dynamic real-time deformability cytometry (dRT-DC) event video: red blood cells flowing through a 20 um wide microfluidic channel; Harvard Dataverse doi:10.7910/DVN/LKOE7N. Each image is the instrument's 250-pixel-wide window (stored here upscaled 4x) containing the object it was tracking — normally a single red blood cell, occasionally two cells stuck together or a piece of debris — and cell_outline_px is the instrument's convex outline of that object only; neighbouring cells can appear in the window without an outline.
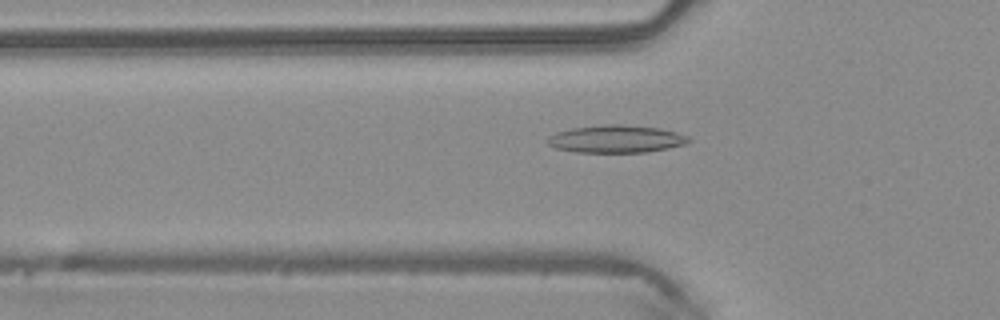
{"species": "common noctule bat (a hibernating species)", "species_latin": "Nyctalus noctula", "temperature_condition": "warm", "stored_images_in_passage": 50, "camera_frame_rate_fps": 3000, "um_per_image_px": 0.085, "animal": {"sex": "male", "body_mass_g": 20.4}, "frame": {"image": 1, "passage_image": 17, "time_ms": 5.333, "image_size_px": [1000, 320], "cell_outline_px": [[692, 140], [688, 144], [648, 152], [576, 152], [556, 148], [548, 144], [544, 140], [548, 136], [556, 132], [572, 128], [604, 124], [620, 124], [660, 128], [676, 132], [688, 136]], "centroid_in_image_um": [52.38, 11.81], "position_along_channel_um": 73.4, "area_um2": 22.89}}
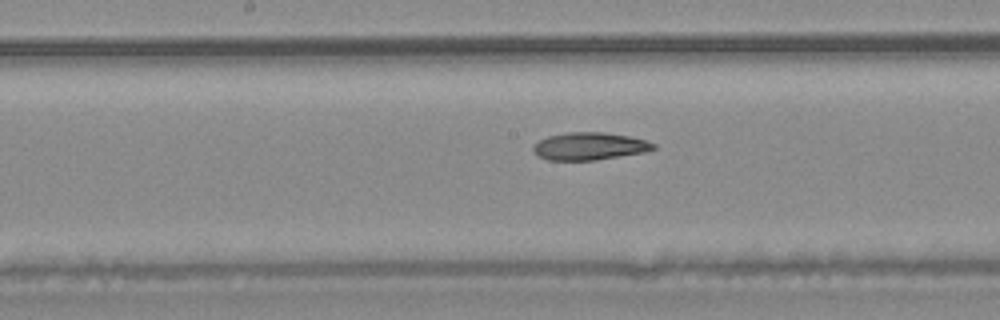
{"frame": {"image": 2, "passage_image": 26, "time_ms": 8.333, "image_size_px": [1000, 320], "cell_outline_px": [[656, 148], [644, 152], [596, 160], [548, 160], [532, 152], [532, 148], [540, 140], [548, 136], [568, 132], [604, 132], [628, 136], [644, 140], [656, 144]], "centroid_in_image_um": [50.1, 12.43], "position_along_channel_um": 198.1, "area_um2": 19.13}}
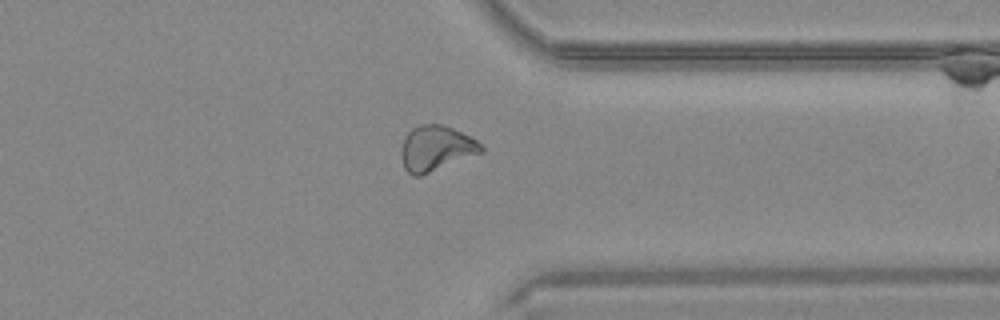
{"frame": {"image": 3, "passage_image": 39, "time_ms": 12.667, "image_size_px": [1000, 320], "cell_outline_px": [[484, 152], [420, 176], [412, 176], [404, 168], [400, 156], [400, 148], [408, 132], [412, 128], [420, 124], [440, 124], [452, 128], [476, 140], [484, 148]], "centroid_in_image_um": [37.03, 12.62], "position_along_channel_um": 374.4, "area_um2": 21.1}, "authors_computed_cell_mechanics": {"area_um2": 20.8658, "velocity_mm_per_s": 4.1293, "shape_relaxation_time_tau1_ms": null, "shape_relaxation_time_tau2_ms": 8.8454, "deformation_change_tau1": null, "deformation_change_tau2": 0.1885}}